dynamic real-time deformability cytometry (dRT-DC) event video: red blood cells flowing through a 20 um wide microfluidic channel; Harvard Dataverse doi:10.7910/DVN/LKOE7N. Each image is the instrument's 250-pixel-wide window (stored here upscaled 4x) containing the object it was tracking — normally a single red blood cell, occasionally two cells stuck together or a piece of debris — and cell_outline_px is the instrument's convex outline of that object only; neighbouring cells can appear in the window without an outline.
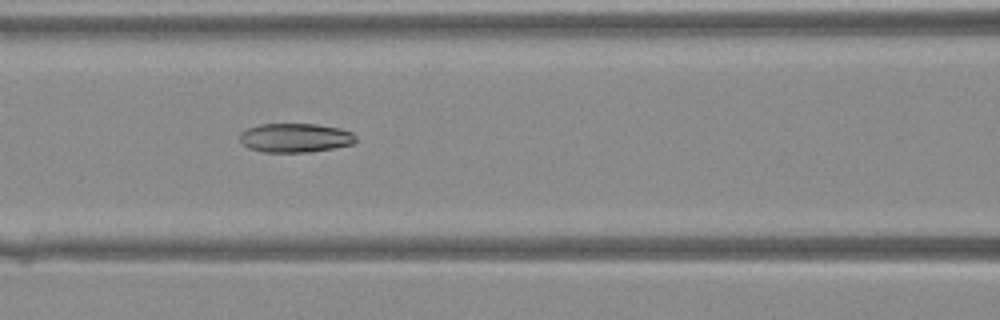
{"species": "Egyptian fruit bat (a non-hibernating species)", "species_latin": "Rousettus aegyptiacus", "temperature_condition": "warm", "stored_images_in_passage": 37, "segment_of_instrument_passage": [1, 2], "camera_frame_rate_fps": 3000, "um_per_image_px": 0.085, "animal": {"sex": "female"}, "frame": {"image": 1, "passage_image": 13, "time_ms": 4.0, "image_size_px": [1000, 320], "cell_outline_px": [[356, 140], [352, 144], [332, 148], [308, 152], [264, 152], [248, 148], [240, 140], [240, 132], [248, 128], [260, 124], [316, 124], [340, 128], [352, 132], [356, 136]], "centroid_in_image_um": [25.09, 11.71], "position_along_channel_um": 141.5, "area_um2": 19.59}}
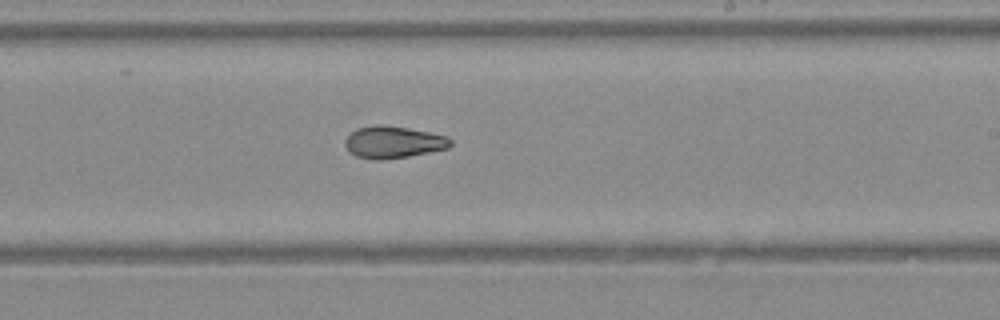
{"frame": {"image": 2, "passage_image": 20, "time_ms": 6.333, "image_size_px": [1000, 320], "cell_outline_px": [[452, 144], [448, 148], [408, 156], [380, 160], [376, 160], [356, 156], [344, 144], [344, 140], [356, 128], [376, 124], [380, 124], [408, 128], [448, 136], [452, 140]], "centroid_in_image_um": [33.43, 12.07], "position_along_channel_um": 255.6, "area_um2": 19.54}}
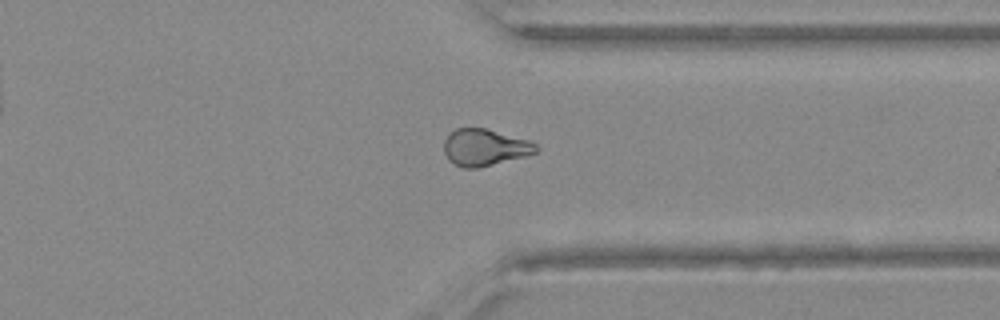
{"frame": {"image": 3, "passage_image": 27, "time_ms": 8.667, "image_size_px": [1000, 320], "cell_outline_px": [[540, 148], [536, 152], [528, 156], [476, 168], [464, 168], [452, 164], [448, 160], [444, 152], [444, 140], [448, 132], [456, 128], [484, 128], [528, 140], [536, 144]], "centroid_in_image_um": [41.18, 12.53], "position_along_channel_um": 370.2, "area_um2": 19.88}}